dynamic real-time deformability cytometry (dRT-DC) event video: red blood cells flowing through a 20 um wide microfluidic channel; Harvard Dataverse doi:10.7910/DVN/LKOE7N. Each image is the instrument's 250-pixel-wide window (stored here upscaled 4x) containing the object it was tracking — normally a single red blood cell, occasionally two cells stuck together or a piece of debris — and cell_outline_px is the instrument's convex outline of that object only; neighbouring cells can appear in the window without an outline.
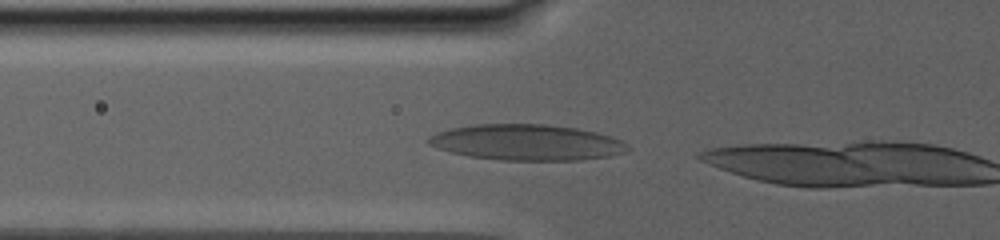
{"species": "human", "species_latin": "Homo sapiens", "temperature_condition": "warm", "stored_images_in_passage": 4, "camera_frame_rate_fps": 3000, "um_per_image_px": 0.085, "donor": {"sex": "male"}, "frame": {"image": 1, "passage_image": 2, "time_ms": 0.333, "image_size_px": [1000, 240], "cell_outline_px": [[632, 148], [628, 152], [608, 156], [580, 160], [500, 160], [468, 156], [452, 152], [428, 144], [424, 140], [428, 136], [436, 132], [452, 128], [476, 124], [544, 124], [576, 128], [596, 132], [620, 140], [628, 144]], "centroid_in_image_um": [44.78, 12.1], "position_along_channel_um": 81.0, "area_um2": 41.67}}